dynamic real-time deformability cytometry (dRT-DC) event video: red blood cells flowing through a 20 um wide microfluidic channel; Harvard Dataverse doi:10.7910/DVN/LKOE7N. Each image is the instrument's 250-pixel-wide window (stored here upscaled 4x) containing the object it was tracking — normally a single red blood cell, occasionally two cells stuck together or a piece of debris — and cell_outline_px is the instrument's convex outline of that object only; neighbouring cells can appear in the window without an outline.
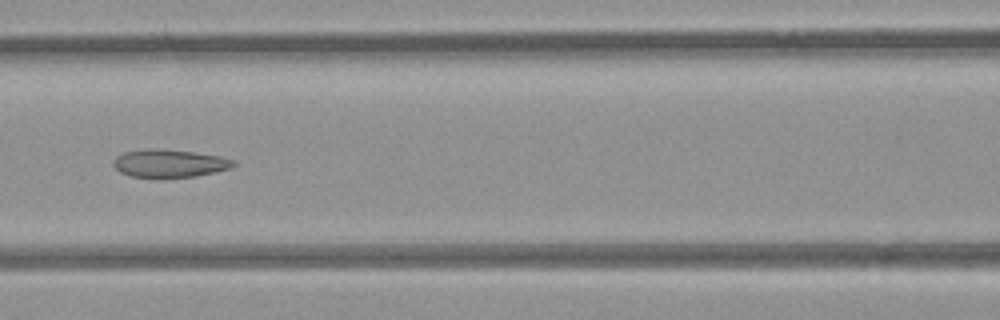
{"species": "common noctule bat (a hibernating species)", "species_latin": "Nyctalus noctula", "temperature_condition": "room temperature", "stored_images_in_passage": 5, "camera_frame_rate_fps": 3000, "um_per_image_px": 0.085, "animal": {"sex": "female", "body_mass_g": 21.9}, "frame": {"image": 1, "passage_image": 5, "time_ms": 1.333, "image_size_px": [1000, 320], "cell_outline_px": [[236, 164], [228, 168], [216, 172], [196, 176], [132, 176], [120, 172], [112, 164], [112, 160], [116, 156], [124, 152], [148, 148], [152, 148], [192, 152], [220, 156], [236, 160]], "centroid_in_image_um": [14.39, 13.86], "position_along_channel_um": 152.2, "area_um2": 19.13}}